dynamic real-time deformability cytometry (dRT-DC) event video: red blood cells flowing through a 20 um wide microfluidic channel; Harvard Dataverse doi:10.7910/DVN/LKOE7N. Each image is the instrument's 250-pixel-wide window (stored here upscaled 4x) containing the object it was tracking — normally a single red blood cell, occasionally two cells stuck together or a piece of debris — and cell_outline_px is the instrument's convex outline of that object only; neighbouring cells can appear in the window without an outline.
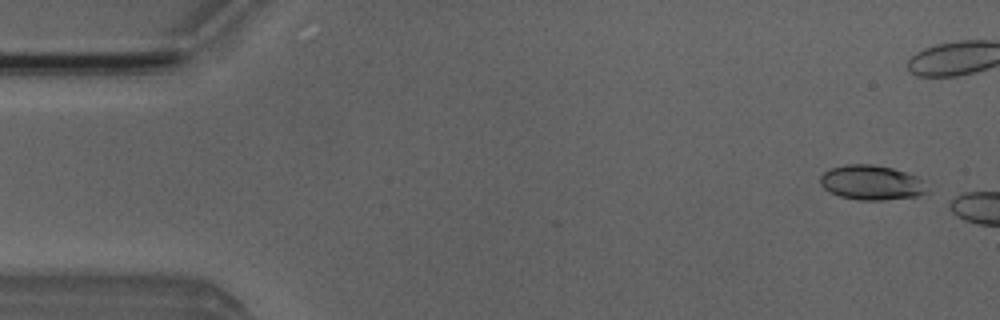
{"species": "Egyptian fruit bat (a non-hibernating species)", "species_latin": "Rousettus aegyptiacus", "temperature_condition": "room temperature", "stored_images_in_passage": 2, "camera_frame_rate_fps": 3000, "um_per_image_px": 0.085, "animal": {"sex": "male"}, "frame": {"image": 1, "passage_image": 1, "time_ms": 0.0, "image_size_px": [1000, 320], "cell_outline_px": [[932, 192], [916, 196], [884, 200], [860, 200], [840, 196], [828, 192], [820, 184], [820, 176], [824, 172], [832, 168], [844, 164], [872, 164], [892, 168], [916, 176]], "centroid_in_image_um": [74.07, 15.53], "position_along_channel_um": 10.9, "area_um2": 21.68}}